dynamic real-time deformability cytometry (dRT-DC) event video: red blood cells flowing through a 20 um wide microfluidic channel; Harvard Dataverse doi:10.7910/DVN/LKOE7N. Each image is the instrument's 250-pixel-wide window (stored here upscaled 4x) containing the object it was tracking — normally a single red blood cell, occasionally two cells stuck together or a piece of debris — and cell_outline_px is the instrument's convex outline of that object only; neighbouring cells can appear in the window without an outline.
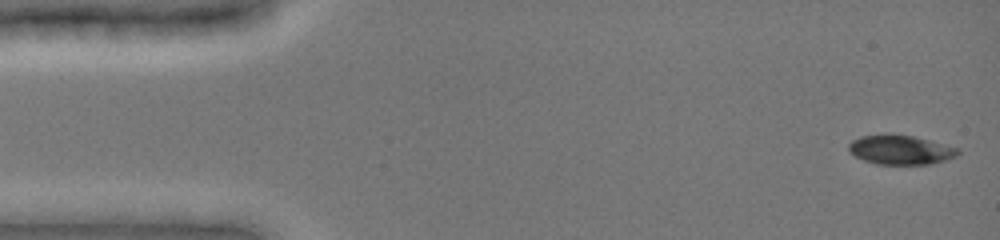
{"species": "common noctule bat (a hibernating species)", "species_latin": "Nyctalus noctula", "temperature_condition": "cold", "stored_images_in_passage": 47, "camera_frame_rate_fps": 3000, "um_per_image_px": 0.085, "animal": {"sex": "female", "body_mass_g": 19.0, "forearm_length_mm": 51.5}, "frame": {"image": 1, "passage_image": 1, "time_ms": 0.0, "image_size_px": [1000, 240], "cell_outline_px": [[960, 152], [956, 156], [948, 160], [928, 164], [876, 164], [864, 160], [848, 152], [848, 144], [852, 140], [860, 136], [912, 136], [960, 148]], "centroid_in_image_um": [76.56, 12.76], "position_along_channel_um": 8.4, "area_um2": 18.26}}
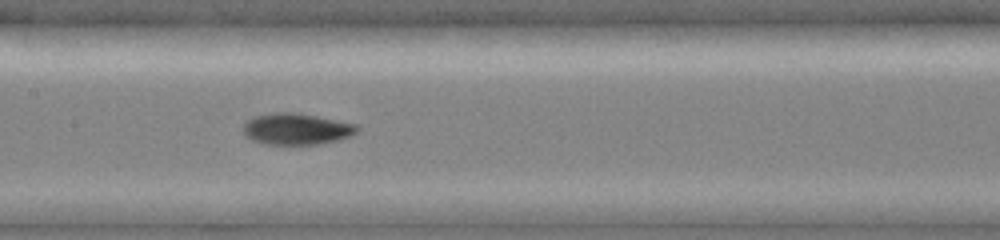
{"frame": {"image": 2, "passage_image": 23, "time_ms": 7.333, "image_size_px": [1000, 240], "cell_outline_px": [[360, 128], [356, 132], [340, 140], [316, 144], [264, 144], [252, 140], [244, 132], [244, 124], [252, 116], [276, 112], [300, 112], [356, 124]], "centroid_in_image_um": [25.21, 10.94], "position_along_channel_um": 182.2, "area_um2": 20.87}}
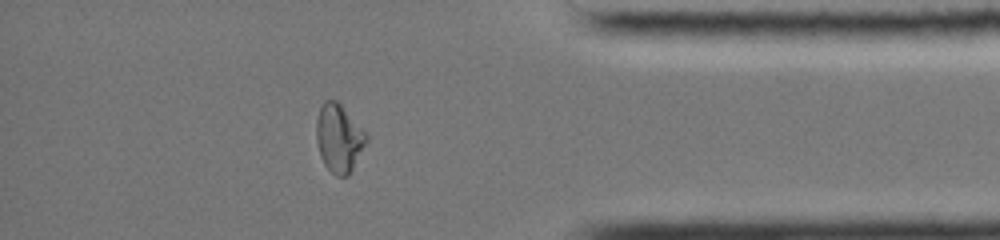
{"frame": {"image": 3, "passage_image": 41, "time_ms": 13.333, "image_size_px": [1000, 240], "cell_outline_px": [[368, 140], [348, 176], [336, 176], [324, 164], [320, 156], [316, 140], [316, 120], [320, 108], [324, 100], [336, 100], [340, 104], [368, 136]], "centroid_in_image_um": [28.79, 11.75], "position_along_channel_um": 406.4, "area_um2": 19.54}, "authors_computed_cell_mechanics": {"area_um2": 19.9988, "velocity_mm_per_s": 3.9645, "shape_relaxation_time_tau1_ms": 4.4639, "shape_relaxation_time_tau2_ms": 2.0828, "deformation_change_tau1": 0.188, "deformation_change_tau2": 0.0497}}